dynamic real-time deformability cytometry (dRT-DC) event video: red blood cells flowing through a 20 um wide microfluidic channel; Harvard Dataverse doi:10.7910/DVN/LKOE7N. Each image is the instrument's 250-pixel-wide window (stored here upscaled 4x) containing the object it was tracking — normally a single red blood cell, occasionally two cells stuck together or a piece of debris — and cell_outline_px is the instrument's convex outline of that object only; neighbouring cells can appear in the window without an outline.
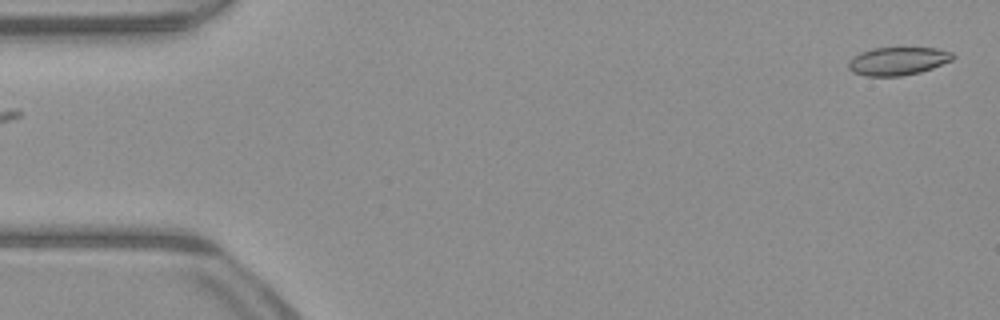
{"species": "common noctule bat (a hibernating species)", "species_latin": "Nyctalus noctula", "temperature_condition": "warm", "stored_images_in_passage": 51, "camera_frame_rate_fps": 3000, "um_per_image_px": 0.085, "animal": {"sex": "male", "body_mass_g": 23.1, "forearm_length_mm": 52.7}, "frame": {"image": 1, "passage_image": 1, "time_ms": 0.0, "image_size_px": [1000, 320], "cell_outline_px": [[956, 56], [952, 60], [932, 68], [920, 72], [900, 76], [864, 76], [852, 72], [848, 68], [848, 60], [852, 56], [860, 52], [872, 48], [936, 48], [952, 52]], "centroid_in_image_um": [76.28, 5.19], "position_along_channel_um": 8.7, "area_um2": 17.22}}
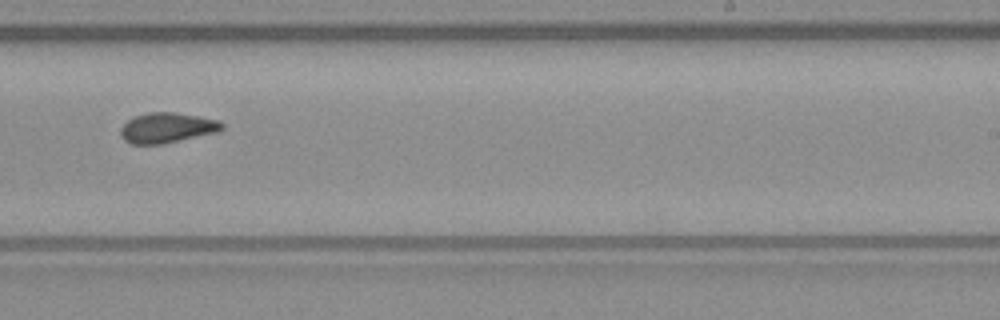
{"frame": {"image": 2, "passage_image": 31, "time_ms": 10.0, "image_size_px": [1000, 320], "cell_outline_px": [[224, 128], [220, 132], [164, 144], [132, 144], [124, 140], [120, 136], [120, 128], [132, 116], [148, 112], [176, 112], [220, 120], [224, 124]], "centroid_in_image_um": [14.22, 10.86], "position_along_channel_um": 274.8, "area_um2": 18.26}}
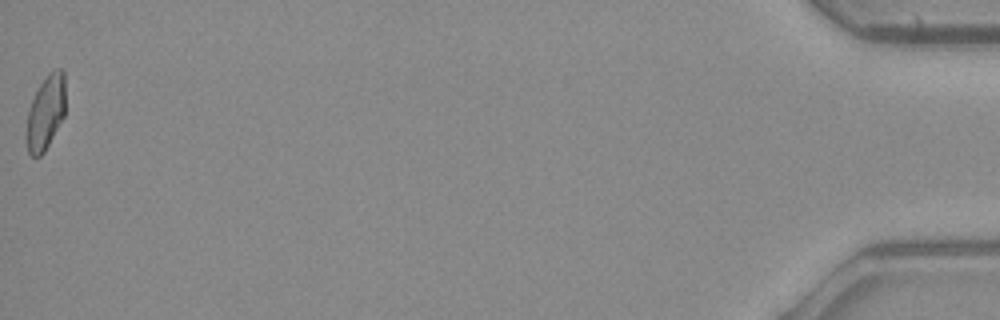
{"frame": {"image": 3, "passage_image": 51, "time_ms": 16.667, "image_size_px": [1000, 320], "cell_outline_px": [[64, 116], [44, 152], [40, 156], [32, 156], [28, 152], [24, 140], [24, 132], [28, 108], [40, 84], [48, 72], [56, 68], [60, 68], [64, 72]], "centroid_in_image_um": [3.83, 9.59], "position_along_channel_um": 431.4, "area_um2": 17.17}, "authors_computed_cell_mechanics": {"area_um2": 17.7446, "velocity_mm_per_s": 4.0088, "shape_relaxation_time_tau1_ms": null, "shape_relaxation_time_tau2_ms": 2.4007, "deformation_change_tau1": null, "deformation_change_tau2": 0.0834}}